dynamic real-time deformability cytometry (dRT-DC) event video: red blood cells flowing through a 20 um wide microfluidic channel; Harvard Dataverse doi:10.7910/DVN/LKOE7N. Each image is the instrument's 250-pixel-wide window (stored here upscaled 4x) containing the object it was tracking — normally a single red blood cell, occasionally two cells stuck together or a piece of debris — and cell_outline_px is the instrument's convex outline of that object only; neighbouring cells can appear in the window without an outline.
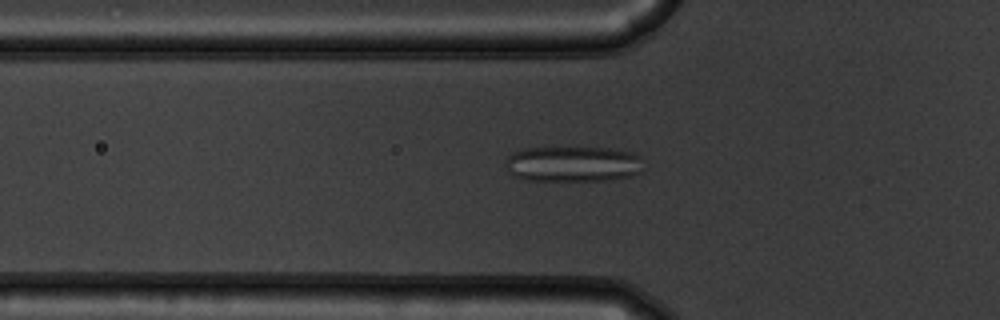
{"species": "common noctule bat (a hibernating species)", "species_latin": "Nyctalus noctula", "temperature_condition": "warm", "stored_images_in_passage": 37, "camera_frame_rate_fps": 3000, "um_per_image_px": 0.085, "animal": {"sex": "male", "body_mass_g": 19.5, "forearm_length_mm": 54.6}, "frame": {"image": 1, "passage_image": 2, "time_ms": 0.333, "image_size_px": [1000, 320], "cell_outline_px": [[640, 172], [632, 176], [608, 180], [524, 180], [512, 176], [508, 172], [504, 164], [504, 160], [512, 152], [520, 148], [608, 148], [632, 152], [640, 156]], "centroid_in_image_um": [48.62, 13.94], "position_along_channel_um": 77.2, "area_um2": 28.78}}
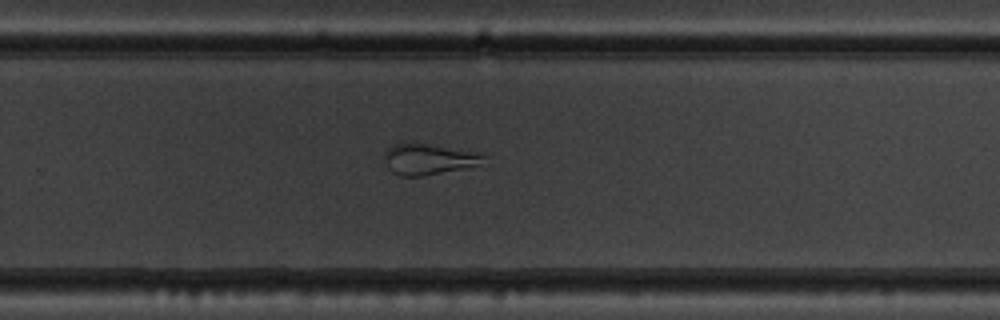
{"frame": {"image": 2, "passage_image": 19, "time_ms": 6.0, "image_size_px": [1000, 320], "cell_outline_px": [[484, 156], [476, 164], [468, 168], [424, 176], [400, 176], [392, 172], [388, 168], [384, 160], [384, 152], [392, 144], [428, 144], [468, 152]], "centroid_in_image_um": [36.28, 13.57], "position_along_channel_um": 293.5, "area_um2": 17.17}}
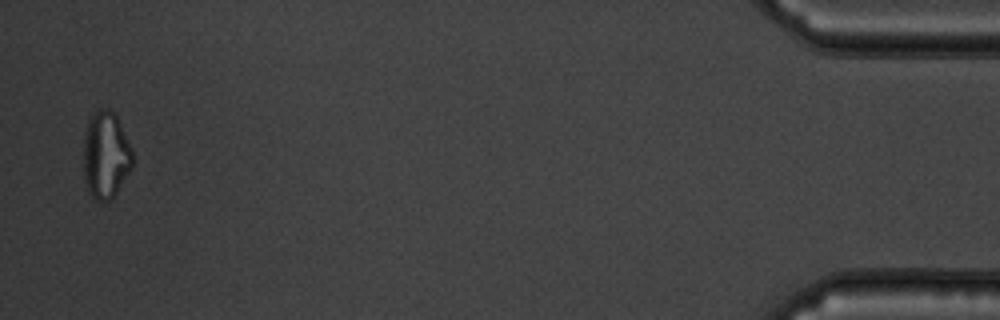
{"frame": {"image": 3, "passage_image": 36, "time_ms": 11.667, "image_size_px": [1000, 320], "cell_outline_px": [[132, 168], [112, 200], [96, 200], [88, 192], [84, 180], [84, 136], [88, 120], [100, 108], [108, 108], [116, 112], [132, 152]], "centroid_in_image_um": [8.99, 13.18], "position_along_channel_um": 426.2, "area_um2": 24.97}, "authors_computed_cell_mechanics": {"area_um2": 23.7558, "velocity_mm_per_s": 3.8137, "shape_relaxation_time_tau1_ms": null, "shape_relaxation_time_tau2_ms": 1.3711, "deformation_change_tau1": null, "deformation_change_tau2": 0.1099}}